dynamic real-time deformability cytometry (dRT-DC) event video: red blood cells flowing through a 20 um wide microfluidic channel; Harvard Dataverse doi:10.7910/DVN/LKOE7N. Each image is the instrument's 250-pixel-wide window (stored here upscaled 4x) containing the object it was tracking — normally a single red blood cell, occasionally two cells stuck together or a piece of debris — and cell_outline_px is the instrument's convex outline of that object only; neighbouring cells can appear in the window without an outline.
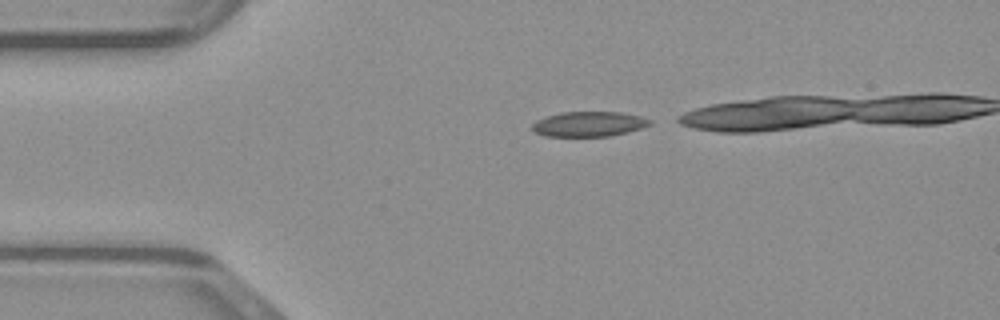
{"species": "common noctule bat (a hibernating species)", "species_latin": "Nyctalus noctula", "temperature_condition": "warm", "stored_images_in_passage": 20, "camera_frame_rate_fps": 3000, "um_per_image_px": 0.085, "animal": {"sex": "male", "body_mass_g": 23.1, "forearm_length_mm": 52.7}, "frame": {"image": 1, "passage_image": 1, "time_ms": 0.0, "image_size_px": [1000, 320], "cell_outline_px": [[652, 124], [644, 128], [612, 136], [544, 136], [536, 132], [532, 128], [532, 124], [536, 120], [548, 116], [564, 112], [620, 112], [640, 116], [652, 120]], "centroid_in_image_um": [50.11, 10.55], "position_along_channel_um": 34.9, "area_um2": 17.17}}
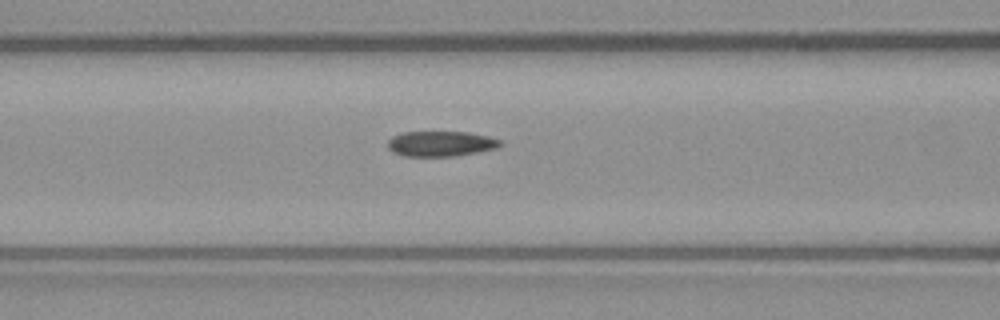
{"frame": {"image": 2, "passage_image": 10, "time_ms": 3.0, "image_size_px": [1000, 320], "cell_outline_px": [[504, 144], [496, 148], [456, 156], [404, 156], [392, 152], [388, 148], [388, 140], [392, 136], [404, 132], [468, 132], [488, 136], [500, 140]], "centroid_in_image_um": [37.46, 12.21], "position_along_channel_um": 129.1, "area_um2": 16.59}}
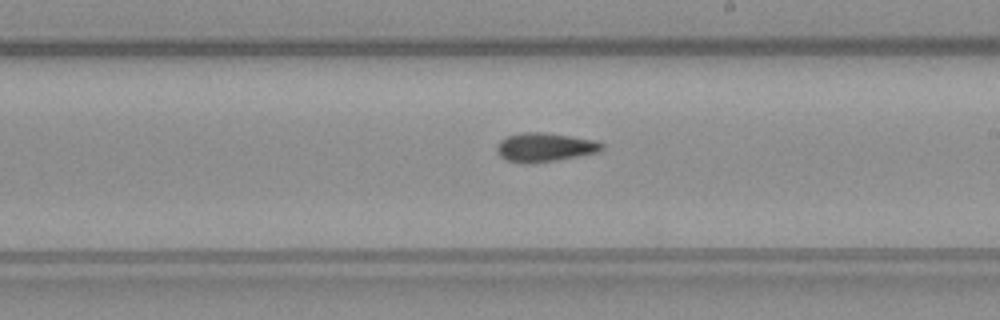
{"frame": {"image": 3, "passage_image": 18, "time_ms": 5.667, "image_size_px": [1000, 320], "cell_outline_px": [[604, 148], [600, 152], [532, 164], [524, 164], [504, 160], [496, 152], [496, 148], [500, 140], [508, 136], [520, 132], [544, 132], [572, 136], [596, 140], [604, 144]], "centroid_in_image_um": [46.29, 12.52], "position_along_channel_um": 242.7, "area_um2": 17.98}}